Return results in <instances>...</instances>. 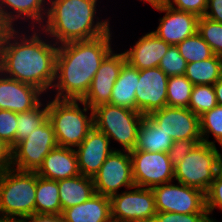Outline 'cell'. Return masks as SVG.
I'll use <instances>...</instances> for the list:
<instances>
[{
  "label": "cell",
  "mask_w": 222,
  "mask_h": 222,
  "mask_svg": "<svg viewBox=\"0 0 222 222\" xmlns=\"http://www.w3.org/2000/svg\"><path fill=\"white\" fill-rule=\"evenodd\" d=\"M22 27V31L20 28L3 30L0 37V71L49 95L55 81L58 45L40 28L27 30V26Z\"/></svg>",
  "instance_id": "1"
},
{
  "label": "cell",
  "mask_w": 222,
  "mask_h": 222,
  "mask_svg": "<svg viewBox=\"0 0 222 222\" xmlns=\"http://www.w3.org/2000/svg\"><path fill=\"white\" fill-rule=\"evenodd\" d=\"M112 33L110 30L95 39L58 46L52 98L82 100L85 97L101 62L113 50Z\"/></svg>",
  "instance_id": "2"
},
{
  "label": "cell",
  "mask_w": 222,
  "mask_h": 222,
  "mask_svg": "<svg viewBox=\"0 0 222 222\" xmlns=\"http://www.w3.org/2000/svg\"><path fill=\"white\" fill-rule=\"evenodd\" d=\"M98 0H48L46 20L40 29L58 46L95 39L110 28V18L97 16ZM97 14V15H96Z\"/></svg>",
  "instance_id": "3"
},
{
  "label": "cell",
  "mask_w": 222,
  "mask_h": 222,
  "mask_svg": "<svg viewBox=\"0 0 222 222\" xmlns=\"http://www.w3.org/2000/svg\"><path fill=\"white\" fill-rule=\"evenodd\" d=\"M48 97V120L58 146L75 149L94 127L93 109L81 100L52 99L50 94Z\"/></svg>",
  "instance_id": "4"
},
{
  "label": "cell",
  "mask_w": 222,
  "mask_h": 222,
  "mask_svg": "<svg viewBox=\"0 0 222 222\" xmlns=\"http://www.w3.org/2000/svg\"><path fill=\"white\" fill-rule=\"evenodd\" d=\"M36 172L9 168L0 173V221H21L35 214Z\"/></svg>",
  "instance_id": "5"
},
{
  "label": "cell",
  "mask_w": 222,
  "mask_h": 222,
  "mask_svg": "<svg viewBox=\"0 0 222 222\" xmlns=\"http://www.w3.org/2000/svg\"><path fill=\"white\" fill-rule=\"evenodd\" d=\"M144 118L138 111L116 105L102 104L93 108L94 127L110 140L120 144L117 150L132 151L137 145L138 130Z\"/></svg>",
  "instance_id": "6"
},
{
  "label": "cell",
  "mask_w": 222,
  "mask_h": 222,
  "mask_svg": "<svg viewBox=\"0 0 222 222\" xmlns=\"http://www.w3.org/2000/svg\"><path fill=\"white\" fill-rule=\"evenodd\" d=\"M221 168L220 150L217 146L200 142L174 167V181L206 193Z\"/></svg>",
  "instance_id": "7"
},
{
  "label": "cell",
  "mask_w": 222,
  "mask_h": 222,
  "mask_svg": "<svg viewBox=\"0 0 222 222\" xmlns=\"http://www.w3.org/2000/svg\"><path fill=\"white\" fill-rule=\"evenodd\" d=\"M58 146L48 118L12 149V168L36 172L47 154Z\"/></svg>",
  "instance_id": "8"
},
{
  "label": "cell",
  "mask_w": 222,
  "mask_h": 222,
  "mask_svg": "<svg viewBox=\"0 0 222 222\" xmlns=\"http://www.w3.org/2000/svg\"><path fill=\"white\" fill-rule=\"evenodd\" d=\"M121 192L110 197L113 222L153 221L157 211L151 188L134 186Z\"/></svg>",
  "instance_id": "9"
},
{
  "label": "cell",
  "mask_w": 222,
  "mask_h": 222,
  "mask_svg": "<svg viewBox=\"0 0 222 222\" xmlns=\"http://www.w3.org/2000/svg\"><path fill=\"white\" fill-rule=\"evenodd\" d=\"M174 181L153 187L157 212L180 214L208 213L205 193L191 186Z\"/></svg>",
  "instance_id": "10"
},
{
  "label": "cell",
  "mask_w": 222,
  "mask_h": 222,
  "mask_svg": "<svg viewBox=\"0 0 222 222\" xmlns=\"http://www.w3.org/2000/svg\"><path fill=\"white\" fill-rule=\"evenodd\" d=\"M95 193L111 197L122 187L126 190L135 186L132 160L128 151L113 150L93 177Z\"/></svg>",
  "instance_id": "11"
},
{
  "label": "cell",
  "mask_w": 222,
  "mask_h": 222,
  "mask_svg": "<svg viewBox=\"0 0 222 222\" xmlns=\"http://www.w3.org/2000/svg\"><path fill=\"white\" fill-rule=\"evenodd\" d=\"M129 153L132 160L135 186L152 189L158 185L174 181V167L168 153L136 149Z\"/></svg>",
  "instance_id": "12"
},
{
  "label": "cell",
  "mask_w": 222,
  "mask_h": 222,
  "mask_svg": "<svg viewBox=\"0 0 222 222\" xmlns=\"http://www.w3.org/2000/svg\"><path fill=\"white\" fill-rule=\"evenodd\" d=\"M149 5L165 13L153 32L169 45H177L197 32L199 17L196 14L173 9L161 0H153Z\"/></svg>",
  "instance_id": "13"
},
{
  "label": "cell",
  "mask_w": 222,
  "mask_h": 222,
  "mask_svg": "<svg viewBox=\"0 0 222 222\" xmlns=\"http://www.w3.org/2000/svg\"><path fill=\"white\" fill-rule=\"evenodd\" d=\"M168 79L159 67L139 70V80L135 89L136 111L148 116L167 106Z\"/></svg>",
  "instance_id": "14"
},
{
  "label": "cell",
  "mask_w": 222,
  "mask_h": 222,
  "mask_svg": "<svg viewBox=\"0 0 222 222\" xmlns=\"http://www.w3.org/2000/svg\"><path fill=\"white\" fill-rule=\"evenodd\" d=\"M148 117L174 141L201 139L199 116L188 108L165 106Z\"/></svg>",
  "instance_id": "15"
},
{
  "label": "cell",
  "mask_w": 222,
  "mask_h": 222,
  "mask_svg": "<svg viewBox=\"0 0 222 222\" xmlns=\"http://www.w3.org/2000/svg\"><path fill=\"white\" fill-rule=\"evenodd\" d=\"M112 50L101 62L97 73L92 79L91 86L81 100L91 109L110 103L112 89L122 66L126 63L124 52L116 53Z\"/></svg>",
  "instance_id": "16"
},
{
  "label": "cell",
  "mask_w": 222,
  "mask_h": 222,
  "mask_svg": "<svg viewBox=\"0 0 222 222\" xmlns=\"http://www.w3.org/2000/svg\"><path fill=\"white\" fill-rule=\"evenodd\" d=\"M47 12L48 0H0V23L4 28H21L27 21V28H40Z\"/></svg>",
  "instance_id": "17"
},
{
  "label": "cell",
  "mask_w": 222,
  "mask_h": 222,
  "mask_svg": "<svg viewBox=\"0 0 222 222\" xmlns=\"http://www.w3.org/2000/svg\"><path fill=\"white\" fill-rule=\"evenodd\" d=\"M113 150L117 149L111 147L109 138L93 127L82 143L75 148L80 174L93 178Z\"/></svg>",
  "instance_id": "18"
},
{
  "label": "cell",
  "mask_w": 222,
  "mask_h": 222,
  "mask_svg": "<svg viewBox=\"0 0 222 222\" xmlns=\"http://www.w3.org/2000/svg\"><path fill=\"white\" fill-rule=\"evenodd\" d=\"M44 94L39 88L7 77L0 71V110L28 111L46 99Z\"/></svg>",
  "instance_id": "19"
},
{
  "label": "cell",
  "mask_w": 222,
  "mask_h": 222,
  "mask_svg": "<svg viewBox=\"0 0 222 222\" xmlns=\"http://www.w3.org/2000/svg\"><path fill=\"white\" fill-rule=\"evenodd\" d=\"M138 39L129 49H124L126 62L138 70L158 67L171 45L160 39L153 31Z\"/></svg>",
  "instance_id": "20"
},
{
  "label": "cell",
  "mask_w": 222,
  "mask_h": 222,
  "mask_svg": "<svg viewBox=\"0 0 222 222\" xmlns=\"http://www.w3.org/2000/svg\"><path fill=\"white\" fill-rule=\"evenodd\" d=\"M36 173L55 181L80 175L75 149L61 146L52 149Z\"/></svg>",
  "instance_id": "21"
},
{
  "label": "cell",
  "mask_w": 222,
  "mask_h": 222,
  "mask_svg": "<svg viewBox=\"0 0 222 222\" xmlns=\"http://www.w3.org/2000/svg\"><path fill=\"white\" fill-rule=\"evenodd\" d=\"M62 216L67 222H113L110 197L95 193L87 201L65 209Z\"/></svg>",
  "instance_id": "22"
},
{
  "label": "cell",
  "mask_w": 222,
  "mask_h": 222,
  "mask_svg": "<svg viewBox=\"0 0 222 222\" xmlns=\"http://www.w3.org/2000/svg\"><path fill=\"white\" fill-rule=\"evenodd\" d=\"M62 212L87 201L95 194L93 178L77 175L58 181Z\"/></svg>",
  "instance_id": "23"
},
{
  "label": "cell",
  "mask_w": 222,
  "mask_h": 222,
  "mask_svg": "<svg viewBox=\"0 0 222 222\" xmlns=\"http://www.w3.org/2000/svg\"><path fill=\"white\" fill-rule=\"evenodd\" d=\"M138 80L139 70L126 62L113 86L110 104L136 111L135 89Z\"/></svg>",
  "instance_id": "24"
},
{
  "label": "cell",
  "mask_w": 222,
  "mask_h": 222,
  "mask_svg": "<svg viewBox=\"0 0 222 222\" xmlns=\"http://www.w3.org/2000/svg\"><path fill=\"white\" fill-rule=\"evenodd\" d=\"M174 140L157 126L148 116H144L137 137L136 150L168 153Z\"/></svg>",
  "instance_id": "25"
},
{
  "label": "cell",
  "mask_w": 222,
  "mask_h": 222,
  "mask_svg": "<svg viewBox=\"0 0 222 222\" xmlns=\"http://www.w3.org/2000/svg\"><path fill=\"white\" fill-rule=\"evenodd\" d=\"M35 214H62L58 181L36 173Z\"/></svg>",
  "instance_id": "26"
},
{
  "label": "cell",
  "mask_w": 222,
  "mask_h": 222,
  "mask_svg": "<svg viewBox=\"0 0 222 222\" xmlns=\"http://www.w3.org/2000/svg\"><path fill=\"white\" fill-rule=\"evenodd\" d=\"M184 75L193 85H214L222 77V57L188 63Z\"/></svg>",
  "instance_id": "27"
},
{
  "label": "cell",
  "mask_w": 222,
  "mask_h": 222,
  "mask_svg": "<svg viewBox=\"0 0 222 222\" xmlns=\"http://www.w3.org/2000/svg\"><path fill=\"white\" fill-rule=\"evenodd\" d=\"M36 107L17 113L16 145L27 138L48 118V95ZM46 104H45V102Z\"/></svg>",
  "instance_id": "28"
},
{
  "label": "cell",
  "mask_w": 222,
  "mask_h": 222,
  "mask_svg": "<svg viewBox=\"0 0 222 222\" xmlns=\"http://www.w3.org/2000/svg\"><path fill=\"white\" fill-rule=\"evenodd\" d=\"M193 84L185 75L169 77L167 83V106L188 108Z\"/></svg>",
  "instance_id": "29"
},
{
  "label": "cell",
  "mask_w": 222,
  "mask_h": 222,
  "mask_svg": "<svg viewBox=\"0 0 222 222\" xmlns=\"http://www.w3.org/2000/svg\"><path fill=\"white\" fill-rule=\"evenodd\" d=\"M176 46L187 64L203 61L215 55L208 43L198 32L178 43Z\"/></svg>",
  "instance_id": "30"
},
{
  "label": "cell",
  "mask_w": 222,
  "mask_h": 222,
  "mask_svg": "<svg viewBox=\"0 0 222 222\" xmlns=\"http://www.w3.org/2000/svg\"><path fill=\"white\" fill-rule=\"evenodd\" d=\"M200 134L202 142L216 146V142L222 144V106H215L213 109L204 112L199 116ZM210 134L214 141L209 140Z\"/></svg>",
  "instance_id": "31"
},
{
  "label": "cell",
  "mask_w": 222,
  "mask_h": 222,
  "mask_svg": "<svg viewBox=\"0 0 222 222\" xmlns=\"http://www.w3.org/2000/svg\"><path fill=\"white\" fill-rule=\"evenodd\" d=\"M217 105L213 85H193L188 109L201 116L204 112L213 109Z\"/></svg>",
  "instance_id": "32"
},
{
  "label": "cell",
  "mask_w": 222,
  "mask_h": 222,
  "mask_svg": "<svg viewBox=\"0 0 222 222\" xmlns=\"http://www.w3.org/2000/svg\"><path fill=\"white\" fill-rule=\"evenodd\" d=\"M197 32L208 43L213 53L222 57V23L199 17Z\"/></svg>",
  "instance_id": "33"
},
{
  "label": "cell",
  "mask_w": 222,
  "mask_h": 222,
  "mask_svg": "<svg viewBox=\"0 0 222 222\" xmlns=\"http://www.w3.org/2000/svg\"><path fill=\"white\" fill-rule=\"evenodd\" d=\"M168 77L184 75L187 67L186 60L180 55L176 45H171L162 57L158 66Z\"/></svg>",
  "instance_id": "34"
},
{
  "label": "cell",
  "mask_w": 222,
  "mask_h": 222,
  "mask_svg": "<svg viewBox=\"0 0 222 222\" xmlns=\"http://www.w3.org/2000/svg\"><path fill=\"white\" fill-rule=\"evenodd\" d=\"M17 113L0 110V139L13 149L16 146Z\"/></svg>",
  "instance_id": "35"
},
{
  "label": "cell",
  "mask_w": 222,
  "mask_h": 222,
  "mask_svg": "<svg viewBox=\"0 0 222 222\" xmlns=\"http://www.w3.org/2000/svg\"><path fill=\"white\" fill-rule=\"evenodd\" d=\"M206 210L211 222H219L213 218V212L217 208L222 211V170L215 176L209 190L205 193ZM212 216V217H211Z\"/></svg>",
  "instance_id": "36"
},
{
  "label": "cell",
  "mask_w": 222,
  "mask_h": 222,
  "mask_svg": "<svg viewBox=\"0 0 222 222\" xmlns=\"http://www.w3.org/2000/svg\"><path fill=\"white\" fill-rule=\"evenodd\" d=\"M152 222H211V220L208 213L157 212Z\"/></svg>",
  "instance_id": "37"
},
{
  "label": "cell",
  "mask_w": 222,
  "mask_h": 222,
  "mask_svg": "<svg viewBox=\"0 0 222 222\" xmlns=\"http://www.w3.org/2000/svg\"><path fill=\"white\" fill-rule=\"evenodd\" d=\"M202 139H188L174 141L170 150L168 151V156L173 167L178 165L183 158H185L190 151L196 147Z\"/></svg>",
  "instance_id": "38"
},
{
  "label": "cell",
  "mask_w": 222,
  "mask_h": 222,
  "mask_svg": "<svg viewBox=\"0 0 222 222\" xmlns=\"http://www.w3.org/2000/svg\"><path fill=\"white\" fill-rule=\"evenodd\" d=\"M164 4L169 7L185 12H191L196 14L198 17H203L206 9L208 0H161Z\"/></svg>",
  "instance_id": "39"
},
{
  "label": "cell",
  "mask_w": 222,
  "mask_h": 222,
  "mask_svg": "<svg viewBox=\"0 0 222 222\" xmlns=\"http://www.w3.org/2000/svg\"><path fill=\"white\" fill-rule=\"evenodd\" d=\"M12 168V148L0 139V173Z\"/></svg>",
  "instance_id": "40"
},
{
  "label": "cell",
  "mask_w": 222,
  "mask_h": 222,
  "mask_svg": "<svg viewBox=\"0 0 222 222\" xmlns=\"http://www.w3.org/2000/svg\"><path fill=\"white\" fill-rule=\"evenodd\" d=\"M204 17L222 23V0H208Z\"/></svg>",
  "instance_id": "41"
},
{
  "label": "cell",
  "mask_w": 222,
  "mask_h": 222,
  "mask_svg": "<svg viewBox=\"0 0 222 222\" xmlns=\"http://www.w3.org/2000/svg\"><path fill=\"white\" fill-rule=\"evenodd\" d=\"M20 222H67L62 214H33Z\"/></svg>",
  "instance_id": "42"
},
{
  "label": "cell",
  "mask_w": 222,
  "mask_h": 222,
  "mask_svg": "<svg viewBox=\"0 0 222 222\" xmlns=\"http://www.w3.org/2000/svg\"><path fill=\"white\" fill-rule=\"evenodd\" d=\"M213 86L216 93L217 104L222 106V77Z\"/></svg>",
  "instance_id": "43"
},
{
  "label": "cell",
  "mask_w": 222,
  "mask_h": 222,
  "mask_svg": "<svg viewBox=\"0 0 222 222\" xmlns=\"http://www.w3.org/2000/svg\"><path fill=\"white\" fill-rule=\"evenodd\" d=\"M138 1V0H137ZM140 1H143V3H148L150 4L153 0H140Z\"/></svg>",
  "instance_id": "44"
},
{
  "label": "cell",
  "mask_w": 222,
  "mask_h": 222,
  "mask_svg": "<svg viewBox=\"0 0 222 222\" xmlns=\"http://www.w3.org/2000/svg\"><path fill=\"white\" fill-rule=\"evenodd\" d=\"M5 28L1 25V23H0V37H1V34H2V32H3V30H4Z\"/></svg>",
  "instance_id": "45"
},
{
  "label": "cell",
  "mask_w": 222,
  "mask_h": 222,
  "mask_svg": "<svg viewBox=\"0 0 222 222\" xmlns=\"http://www.w3.org/2000/svg\"><path fill=\"white\" fill-rule=\"evenodd\" d=\"M220 146H221L220 161H222V144Z\"/></svg>",
  "instance_id": "46"
},
{
  "label": "cell",
  "mask_w": 222,
  "mask_h": 222,
  "mask_svg": "<svg viewBox=\"0 0 222 222\" xmlns=\"http://www.w3.org/2000/svg\"><path fill=\"white\" fill-rule=\"evenodd\" d=\"M0 222H20V221H0Z\"/></svg>",
  "instance_id": "47"
}]
</instances>
